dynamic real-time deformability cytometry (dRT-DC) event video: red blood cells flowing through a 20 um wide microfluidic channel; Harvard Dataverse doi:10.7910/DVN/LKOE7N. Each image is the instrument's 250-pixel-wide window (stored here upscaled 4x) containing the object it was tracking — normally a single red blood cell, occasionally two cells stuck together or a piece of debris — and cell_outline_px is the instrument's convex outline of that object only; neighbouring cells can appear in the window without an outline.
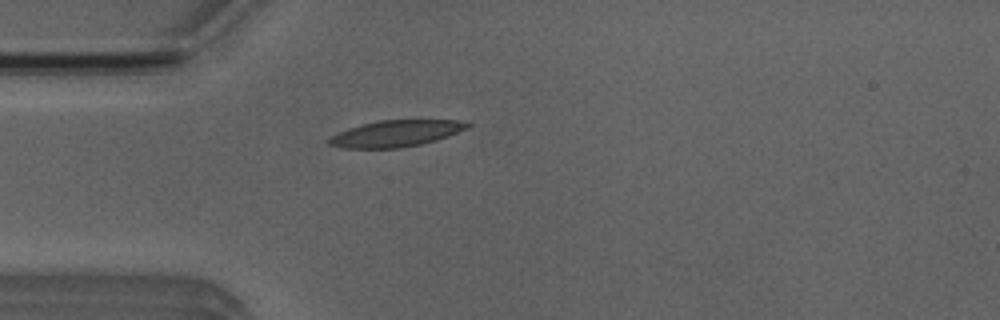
{"species": "Egyptian fruit bat (a non-hibernating species)", "species_latin": "Rousettus aegyptiacus", "temperature_condition": "room temperature", "stored_images_in_passage": 2, "camera_frame_rate_fps": 3000, "um_per_image_px": 0.085, "animal": {"sex": "male"}, "frame": {"image": 1, "passage_image": 2, "time_ms": 1.0, "image_size_px": [1000, 320], "cell_outline_px": [[472, 124], [468, 128], [448, 136], [436, 140], [420, 144], [400, 148], [344, 148], [328, 144], [328, 140], [332, 136], [348, 128], [360, 124], [376, 120], [420, 116], [456, 120]], "centroid_in_image_um": [33.74, 11.28], "position_along_channel_um": 51.3, "area_um2": 22.37}}